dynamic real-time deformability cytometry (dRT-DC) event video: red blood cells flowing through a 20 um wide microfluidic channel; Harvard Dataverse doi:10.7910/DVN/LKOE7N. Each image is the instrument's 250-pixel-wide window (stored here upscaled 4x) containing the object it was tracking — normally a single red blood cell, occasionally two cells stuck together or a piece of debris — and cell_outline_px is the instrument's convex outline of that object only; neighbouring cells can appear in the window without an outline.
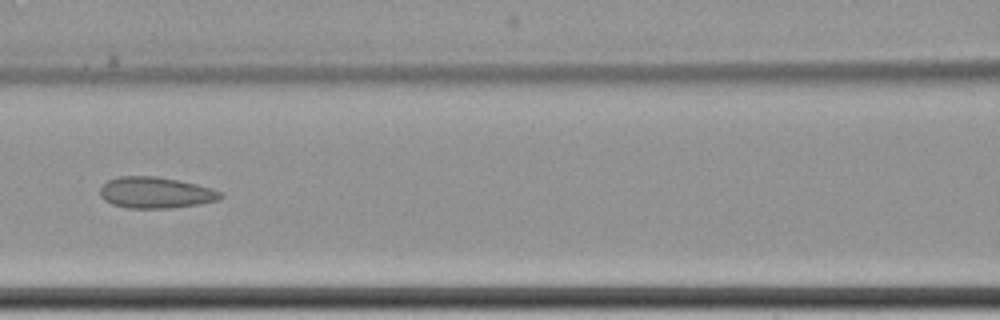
{"species": "common noctule bat (a hibernating species)", "species_latin": "Nyctalus noctula", "temperature_condition": "cold", "stored_images_in_passage": 9, "camera_frame_rate_fps": 3000, "um_per_image_px": 0.085, "animal": {"sex": "female", "body_mass_g": 22.7, "forearm_length_mm": 54.2}, "frame": {"image": 1, "passage_image": 9, "time_ms": 10.0, "image_size_px": [1000, 320], "cell_outline_px": [[224, 196], [216, 200], [200, 204], [172, 208], [128, 208], [112, 204], [104, 200], [100, 196], [100, 188], [108, 180], [120, 176], [156, 176], [196, 184], [212, 188], [224, 192]], "centroid_in_image_um": [13.24, 16.38], "position_along_channel_um": 153.4, "area_um2": 21.96}}